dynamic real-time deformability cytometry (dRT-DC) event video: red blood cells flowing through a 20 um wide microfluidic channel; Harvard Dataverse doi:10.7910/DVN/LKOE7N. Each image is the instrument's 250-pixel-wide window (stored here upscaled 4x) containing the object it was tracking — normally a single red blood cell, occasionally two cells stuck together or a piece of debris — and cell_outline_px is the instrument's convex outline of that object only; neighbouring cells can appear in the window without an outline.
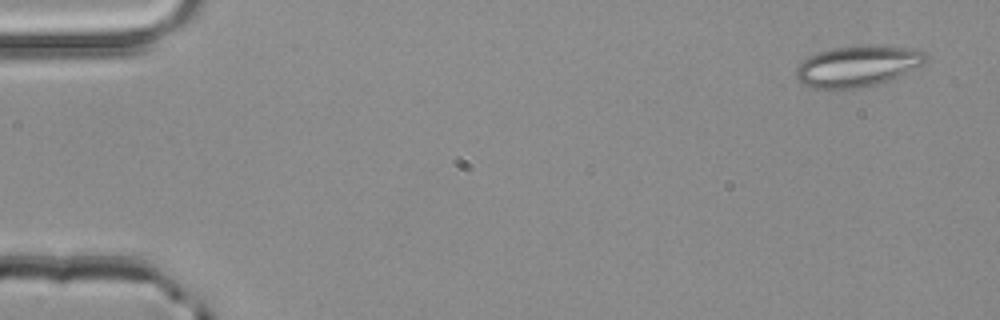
{"species": "common noctule bat (a hibernating species)", "species_latin": "Nyctalus noctula", "temperature_condition": "room temperature", "stored_images_in_passage": 20, "camera_frame_rate_fps": 3000, "um_per_image_px": 0.085, "animal": {"sex": "male", "body_mass_g": 20.4}, "frame": {"image": 1, "passage_image": 1, "time_ms": 0.0, "image_size_px": [1000, 320], "cell_outline_px": [[928, 56], [924, 64], [900, 76], [888, 80], [856, 88], [812, 88], [800, 84], [796, 76], [796, 68], [808, 56], [820, 52], [836, 48], [868, 44], [916, 48], [924, 52]], "centroid_in_image_um": [72.92, 5.6], "position_along_channel_um": 12.1, "area_um2": 30.92}}
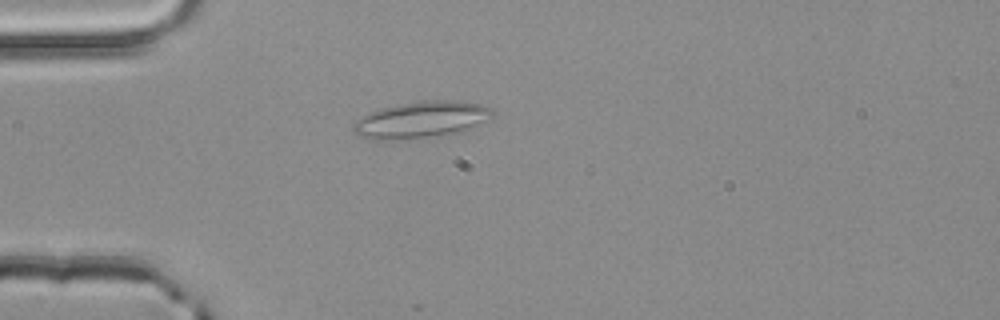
{"frame": {"image": 2, "passage_image": 13, "time_ms": 4.0, "image_size_px": [1000, 320], "cell_outline_px": [[492, 116], [464, 132], [428, 136], [376, 140], [372, 140], [360, 136], [352, 128], [352, 124], [356, 120], [368, 112], [380, 108], [400, 104], [440, 100], [456, 100], [480, 104], [492, 108]], "centroid_in_image_um": [35.79, 10.17], "position_along_channel_um": 49.2, "area_um2": 29.07}}